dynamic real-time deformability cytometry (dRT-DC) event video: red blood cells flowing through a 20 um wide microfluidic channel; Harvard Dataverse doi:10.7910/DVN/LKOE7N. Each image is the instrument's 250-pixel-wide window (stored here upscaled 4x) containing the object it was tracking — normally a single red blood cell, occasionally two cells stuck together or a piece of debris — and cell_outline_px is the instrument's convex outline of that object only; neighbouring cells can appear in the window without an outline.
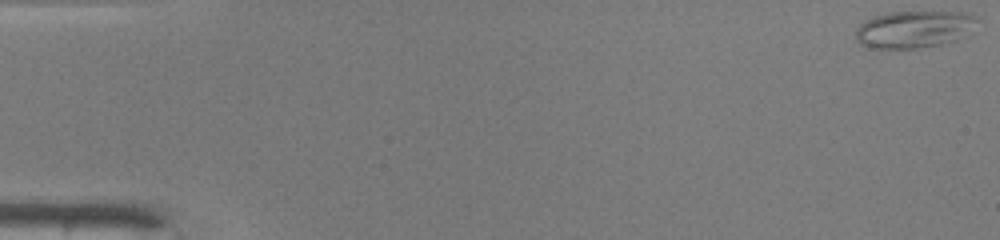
{"species": "common noctule bat (a hibernating species)", "species_latin": "Nyctalus noctula", "temperature_condition": "warm", "stored_images_in_passage": 49, "camera_frame_rate_fps": 3000, "um_per_image_px": 0.085, "animal": {"sex": "male", "body_mass_g": 19.0, "forearm_length_mm": 50.8}, "frame": {"image": 1, "passage_image": 1, "time_ms": 0.0, "image_size_px": [1000, 240], "cell_outline_px": [[980, 20], [964, 36], [956, 40], [940, 44], [916, 48], [876, 48], [860, 44], [856, 40], [856, 28], [864, 20], [872, 16], [888, 12], [968, 12], [980, 16]], "centroid_in_image_um": [77.72, 2.46], "position_along_channel_um": 7.3, "area_um2": 26.47}}
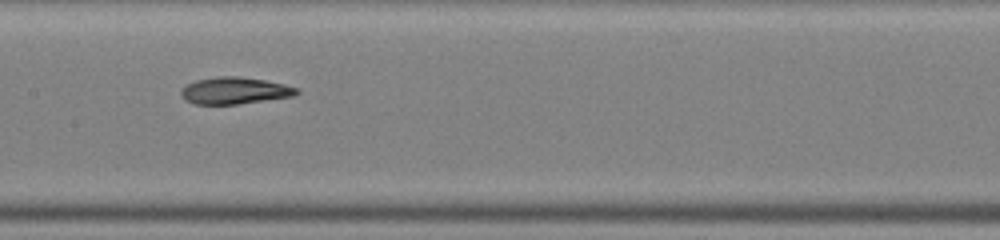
{"frame": {"image": 2, "passage_image": 25, "time_ms": 8.0, "image_size_px": [1000, 240], "cell_outline_px": [[300, 92], [296, 96], [236, 104], [196, 104], [184, 100], [180, 92], [188, 84], [196, 80], [216, 76], [236, 76], [264, 80], [284, 84], [296, 88]], "centroid_in_image_um": [19.96, 7.7], "position_along_channel_um": 187.4, "area_um2": 17.98}}
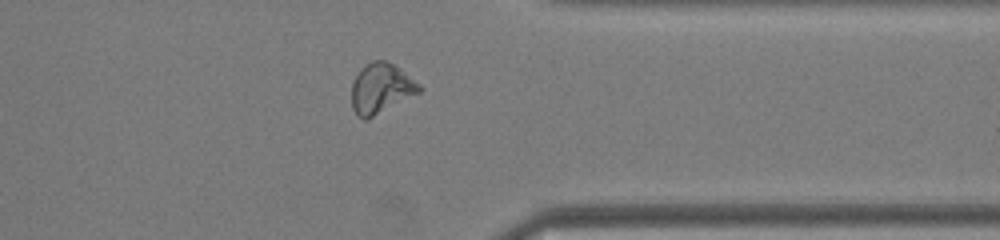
{"frame": {"image": 3, "passage_image": 39, "time_ms": 12.667, "image_size_px": [1000, 240], "cell_outline_px": [[424, 88], [420, 92], [364, 120], [356, 116], [352, 108], [352, 80], [360, 68], [364, 64], [372, 60], [384, 60], [400, 68], [420, 84]], "centroid_in_image_um": [32.36, 7.48], "position_along_channel_um": 379.0, "area_um2": 19.71}, "authors_computed_cell_mechanics": {"area_um2": 19.652, "velocity_mm_per_s": 4.2022, "shape_relaxation_time_tau1_ms": 5.1123, "shape_relaxation_time_tau2_ms": 3.9204, "deformation_change_tau1": 0.1747, "deformation_change_tau2": 0.1171}}